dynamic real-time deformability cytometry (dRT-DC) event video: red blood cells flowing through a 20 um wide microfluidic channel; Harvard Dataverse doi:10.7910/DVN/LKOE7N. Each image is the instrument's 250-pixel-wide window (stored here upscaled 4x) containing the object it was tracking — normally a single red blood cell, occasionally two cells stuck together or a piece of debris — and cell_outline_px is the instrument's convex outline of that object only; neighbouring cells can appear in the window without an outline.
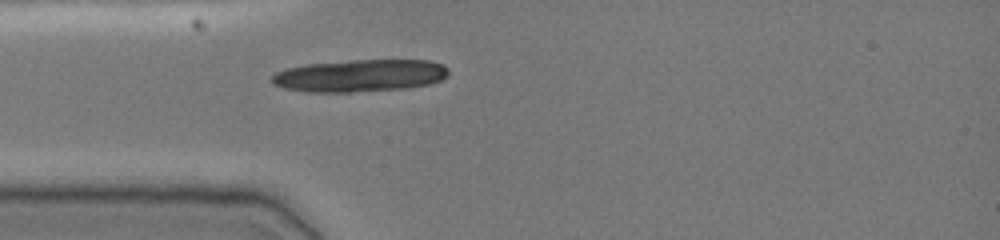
{"species": "common noctule bat (a hibernating species)", "species_latin": "Nyctalus noctula", "temperature_condition": "cold", "stored_images_in_passage": 32, "camera_frame_rate_fps": 3000, "um_per_image_px": 0.085, "animal": {"sex": "female", "body_mass_g": 19.0, "forearm_length_mm": 51.5}, "frame": {"image": 1, "passage_image": 1, "time_ms": 0.0, "image_size_px": [1000, 240], "cell_outline_px": [[448, 76], [440, 80], [428, 84], [408, 88], [352, 92], [304, 92], [284, 88], [272, 84], [272, 76], [276, 72], [288, 68], [304, 64], [348, 60], [428, 60], [440, 64], [448, 68]], "centroid_in_image_um": [30.57, 6.43], "position_along_channel_um": 54.4, "area_um2": 33.41}}
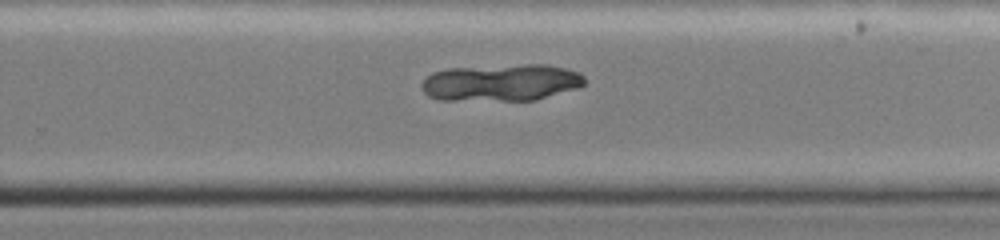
{"frame": {"image": 2, "passage_image": 19, "time_ms": 6.0, "image_size_px": [1000, 240], "cell_outline_px": [[584, 84], [576, 88], [536, 100], [440, 100], [428, 96], [420, 88], [420, 84], [432, 72], [448, 68], [524, 64], [548, 64], [580, 72], [584, 76]], "centroid_in_image_um": [42.58, 7.01], "position_along_channel_um": 287.2, "area_um2": 35.26}}